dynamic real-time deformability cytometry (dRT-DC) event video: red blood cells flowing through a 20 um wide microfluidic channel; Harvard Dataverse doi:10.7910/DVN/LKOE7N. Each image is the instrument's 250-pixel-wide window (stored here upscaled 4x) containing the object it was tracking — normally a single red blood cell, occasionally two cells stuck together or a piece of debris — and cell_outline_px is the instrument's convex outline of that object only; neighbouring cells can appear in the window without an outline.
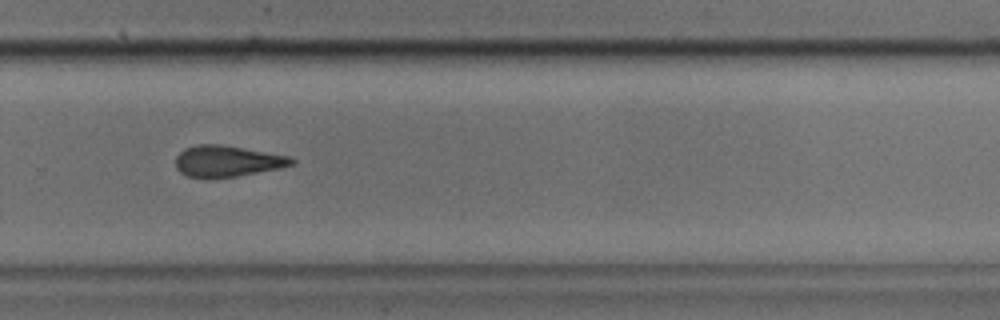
{"species": "common noctule bat (a hibernating species)", "species_latin": "Nyctalus noctula", "temperature_condition": "cold", "stored_images_in_passage": 34, "camera_frame_rate_fps": 3000, "um_per_image_px": 0.085, "animal": {"sex": "male", "body_mass_g": 17.9, "forearm_length_mm": 54.2}, "frame": {"image": 1, "passage_image": 20, "time_ms": 6.333, "image_size_px": [1000, 320], "cell_outline_px": [[296, 164], [280, 168], [236, 176], [208, 180], [188, 176], [180, 172], [176, 168], [176, 156], [184, 148], [196, 144], [220, 144], [288, 156], [296, 160]], "centroid_in_image_um": [19.28, 13.72], "position_along_channel_um": 310.5, "area_um2": 21.33}}